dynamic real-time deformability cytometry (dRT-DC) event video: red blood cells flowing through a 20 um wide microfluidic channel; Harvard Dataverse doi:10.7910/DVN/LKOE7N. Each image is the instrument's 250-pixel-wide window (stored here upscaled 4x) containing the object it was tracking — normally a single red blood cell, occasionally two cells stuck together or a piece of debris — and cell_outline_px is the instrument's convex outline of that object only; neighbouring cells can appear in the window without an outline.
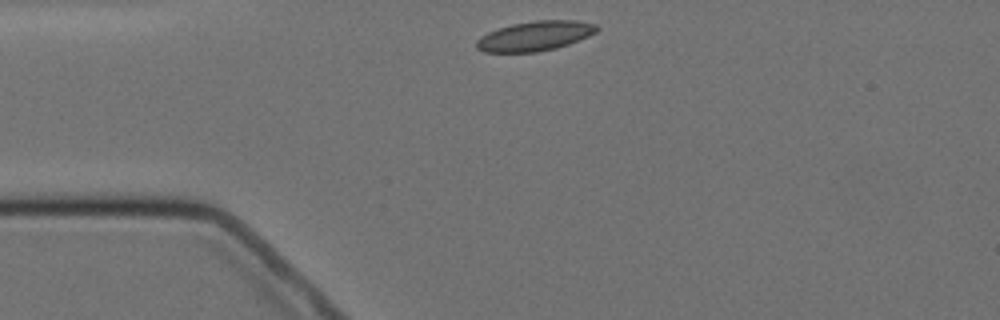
{"species": "Egyptian fruit bat (a non-hibernating species)", "species_latin": "Rousettus aegyptiacus", "temperature_condition": "cold", "stored_images_in_passage": 2, "camera_frame_rate_fps": 3000, "um_per_image_px": 0.085, "animal": {"sex": "female"}, "frame": {"image": 1, "passage_image": 1, "time_ms": 0.0, "image_size_px": [1000, 320], "cell_outline_px": [[600, 28], [596, 32], [588, 36], [568, 44], [556, 48], [536, 52], [484, 52], [476, 48], [476, 40], [480, 36], [488, 32], [512, 24], [536, 20], [576, 20], [596, 24]], "centroid_in_image_um": [45.47, 3.05], "position_along_channel_um": 39.5, "area_um2": 20.81}}